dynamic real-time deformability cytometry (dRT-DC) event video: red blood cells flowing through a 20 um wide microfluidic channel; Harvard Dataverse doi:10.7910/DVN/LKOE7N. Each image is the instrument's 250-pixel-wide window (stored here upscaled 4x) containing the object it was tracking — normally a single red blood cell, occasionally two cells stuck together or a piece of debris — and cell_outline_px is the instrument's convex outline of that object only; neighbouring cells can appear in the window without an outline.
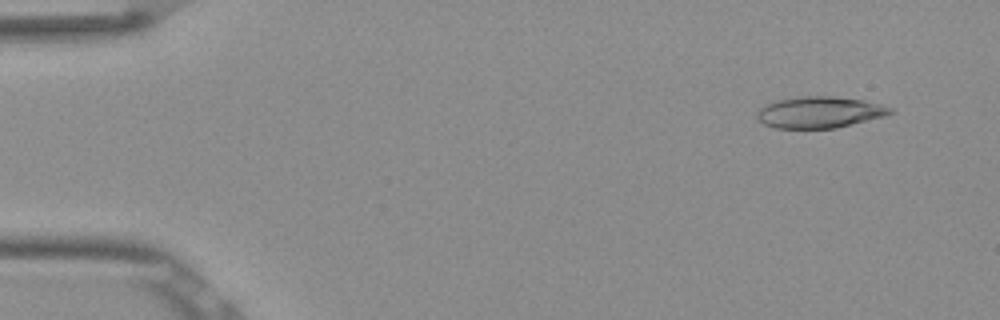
{"species": "Egyptian fruit bat (a non-hibernating species)", "species_latin": "Rousettus aegyptiacus", "temperature_condition": "room temperature", "stored_images_in_passage": 53, "segment_of_instrument_passage": [1, 2], "camera_frame_rate_fps": 3000, "um_per_image_px": 0.085, "frame": {"image": 1, "passage_image": 4, "time_ms": 1.0, "image_size_px": [1000, 320], "cell_outline_px": [[896, 112], [884, 116], [836, 128], [776, 128], [764, 124], [756, 116], [756, 112], [764, 104], [776, 100], [804, 96], [832, 96], [864, 100], [880, 104], [892, 108]], "centroid_in_image_um": [69.66, 9.54], "position_along_channel_um": 15.3, "area_um2": 24.39}}
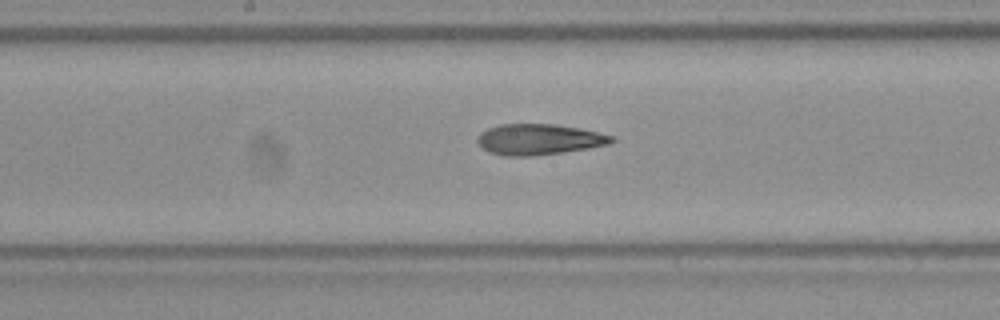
{"frame": {"image": 2, "passage_image": 27, "time_ms": 8.667, "image_size_px": [1000, 320], "cell_outline_px": [[616, 140], [608, 144], [588, 148], [564, 152], [532, 156], [504, 156], [488, 152], [476, 140], [480, 132], [488, 128], [500, 124], [556, 124], [580, 128], [612, 136]], "centroid_in_image_um": [45.79, 11.85], "position_along_channel_um": 202.4, "area_um2": 24.04}}
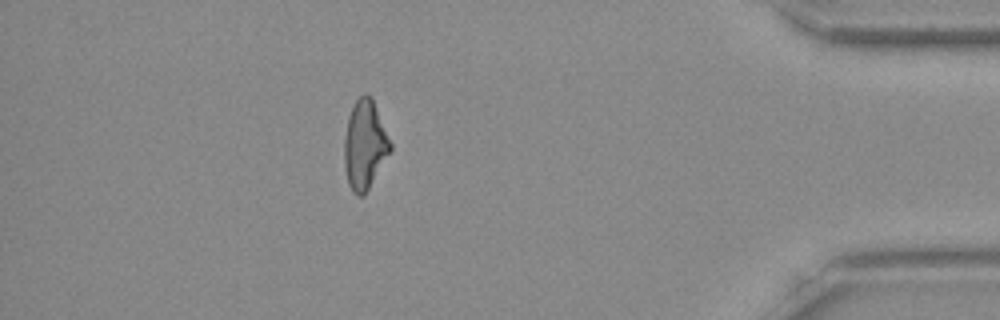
{"frame": {"image": 3, "passage_image": 46, "time_ms": 15.0, "image_size_px": [1000, 320], "cell_outline_px": [[392, 148], [364, 196], [356, 196], [352, 192], [348, 184], [344, 168], [344, 140], [348, 116], [356, 100], [364, 92], [368, 92], [372, 96], [392, 144]], "centroid_in_image_um": [30.99, 12.3], "position_along_channel_um": 404.2, "area_um2": 24.04}}